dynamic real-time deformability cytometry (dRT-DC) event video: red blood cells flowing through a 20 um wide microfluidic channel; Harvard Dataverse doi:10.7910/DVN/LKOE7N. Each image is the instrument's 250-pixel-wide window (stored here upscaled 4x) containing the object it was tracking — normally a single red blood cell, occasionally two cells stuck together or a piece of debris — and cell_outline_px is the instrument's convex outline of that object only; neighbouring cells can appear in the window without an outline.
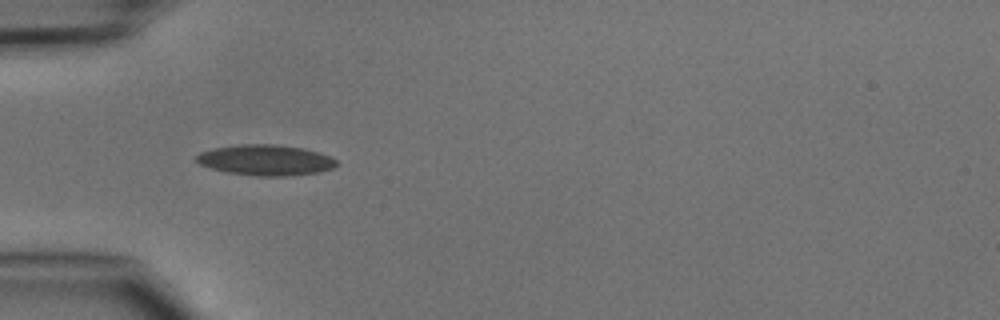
{"species": "common noctule bat (a hibernating species)", "species_latin": "Nyctalus noctula", "temperature_condition": "cold", "stored_images_in_passage": 41, "camera_frame_rate_fps": 3000, "um_per_image_px": 0.085, "animal": {"sex": "male", "body_mass_g": 15.6}, "frame": {"image": 1, "passage_image": 12, "time_ms": 3.667, "image_size_px": [1000, 320], "cell_outline_px": [[336, 164], [332, 168], [320, 172], [288, 176], [256, 176], [228, 172], [212, 168], [200, 164], [196, 160], [196, 156], [200, 152], [212, 148], [240, 144], [272, 144], [304, 148], [328, 156], [336, 160]], "centroid_in_image_um": [22.55, 13.6], "position_along_channel_um": 62.4, "area_um2": 24.85}}
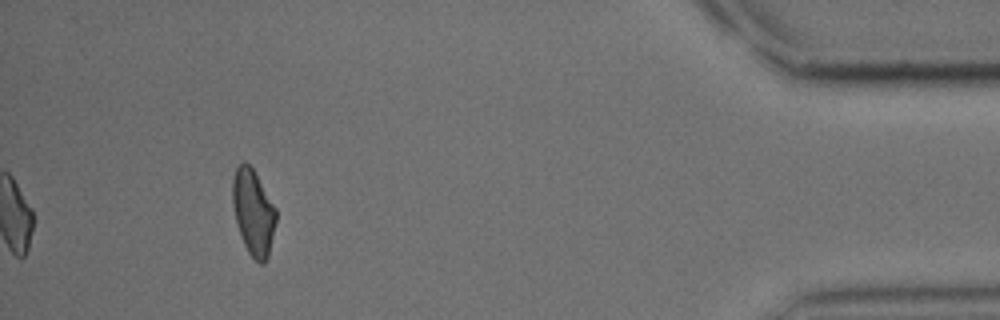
{"frame": {"image": 2, "passage_image": 41, "time_ms": 13.333, "image_size_px": [1000, 320], "cell_outline_px": [[276, 220], [268, 256], [264, 264], [260, 264], [248, 252], [244, 244], [236, 220], [232, 204], [232, 180], [236, 168], [244, 160], [252, 168], [276, 208]], "centroid_in_image_um": [21.52, 18.03], "position_along_channel_um": 413.7, "area_um2": 21.39}}